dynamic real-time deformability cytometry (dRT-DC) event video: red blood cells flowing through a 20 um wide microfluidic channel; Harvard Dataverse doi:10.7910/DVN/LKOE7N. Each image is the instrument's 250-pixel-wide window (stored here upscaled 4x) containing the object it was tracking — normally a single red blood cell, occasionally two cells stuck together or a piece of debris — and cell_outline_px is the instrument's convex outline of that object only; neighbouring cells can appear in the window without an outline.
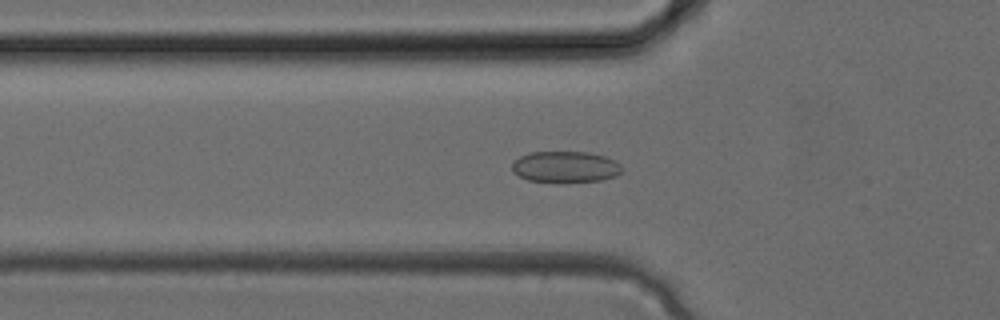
{"species": "common noctule bat (a hibernating species)", "species_latin": "Nyctalus noctula", "temperature_condition": "cold", "stored_images_in_passage": 30, "camera_frame_rate_fps": 3000, "um_per_image_px": 0.085, "animal": {"sex": "female", "body_mass_g": 24.6, "forearm_length_mm": 56.2}, "frame": {"image": 1, "passage_image": 8, "time_ms": 2.333, "image_size_px": [1000, 320], "cell_outline_px": [[620, 172], [616, 176], [600, 180], [556, 184], [528, 180], [512, 172], [512, 164], [520, 156], [532, 152], [588, 152], [604, 156], [616, 160], [620, 164]], "centroid_in_image_um": [48.04, 14.21], "position_along_channel_um": 77.8, "area_um2": 20.35}}
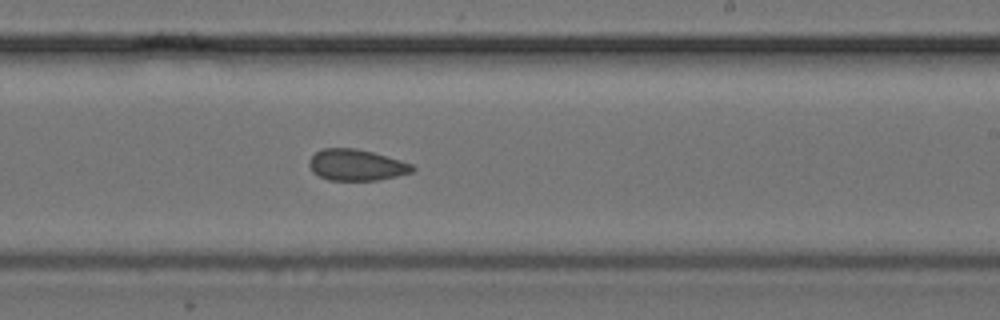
{"frame": {"image": 2, "passage_image": 17, "time_ms": 5.333, "image_size_px": [1000, 320], "cell_outline_px": [[416, 168], [412, 172], [396, 176], [376, 180], [328, 180], [312, 172], [308, 164], [308, 160], [316, 152], [324, 148], [356, 148], [372, 152], [400, 160], [412, 164]], "centroid_in_image_um": [30.27, 14.02], "position_along_channel_um": 258.7, "area_um2": 18.73}}
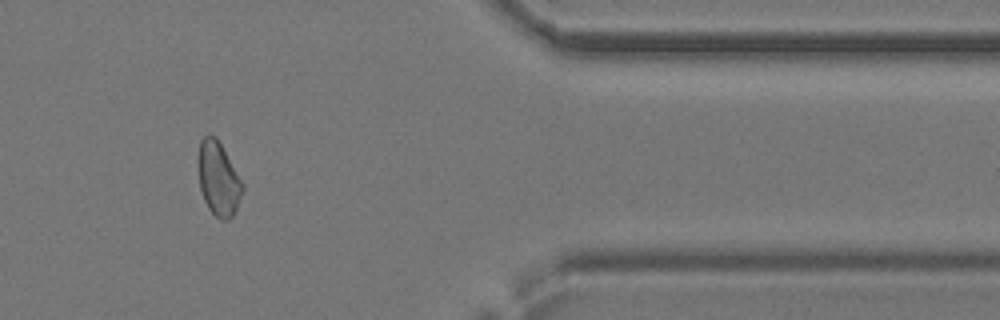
{"frame": {"image": 3, "passage_image": 25, "time_ms": 8.0, "image_size_px": [1000, 320], "cell_outline_px": [[244, 188], [236, 208], [232, 216], [228, 220], [220, 220], [208, 208], [204, 200], [200, 188], [200, 140], [208, 132], [216, 136], [244, 184]], "centroid_in_image_um": [18.59, 15.2], "position_along_channel_um": 392.8, "area_um2": 18.67}}